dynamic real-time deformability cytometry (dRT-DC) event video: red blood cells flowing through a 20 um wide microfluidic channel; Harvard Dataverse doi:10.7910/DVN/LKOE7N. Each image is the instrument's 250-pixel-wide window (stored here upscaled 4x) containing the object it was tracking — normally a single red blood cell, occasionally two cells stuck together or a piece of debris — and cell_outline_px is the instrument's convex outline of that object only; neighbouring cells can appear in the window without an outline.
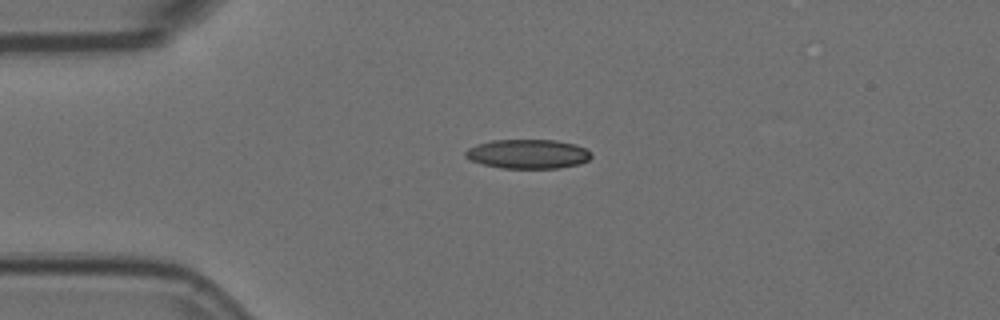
{"species": "Egyptian fruit bat (a non-hibernating species)", "species_latin": "Rousettus aegyptiacus", "temperature_condition": "room temperature", "stored_images_in_passage": 2, "camera_frame_rate_fps": 3000, "um_per_image_px": 0.085, "animal": {"sex": "female"}, "frame": {"image": 1, "passage_image": 1, "time_ms": 0.0, "image_size_px": [1000, 320], "cell_outline_px": [[592, 156], [588, 160], [580, 164], [560, 168], [504, 168], [484, 164], [472, 160], [464, 156], [464, 152], [468, 148], [476, 144], [492, 140], [556, 140], [576, 144], [592, 152]], "centroid_in_image_um": [44.9, 13.08], "position_along_channel_um": 40.1, "area_um2": 21.5}}